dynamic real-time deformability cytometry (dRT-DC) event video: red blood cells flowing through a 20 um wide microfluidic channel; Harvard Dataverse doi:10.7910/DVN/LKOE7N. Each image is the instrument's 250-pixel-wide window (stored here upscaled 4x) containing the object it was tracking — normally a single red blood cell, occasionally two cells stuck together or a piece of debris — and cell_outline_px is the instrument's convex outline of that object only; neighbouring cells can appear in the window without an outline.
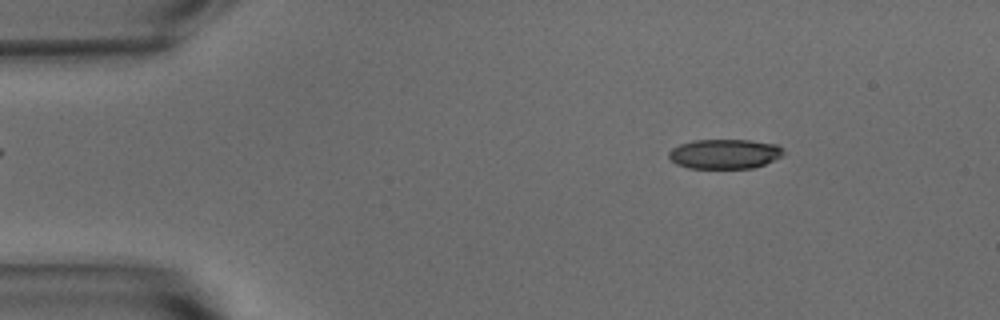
{"species": "common noctule bat (a hibernating species)", "species_latin": "Nyctalus noctula", "temperature_condition": "warm", "stored_images_in_passage": 17, "camera_frame_rate_fps": 3000, "um_per_image_px": 0.085, "animal": {"sex": "male", "body_mass_g": 15.6}, "frame": {"image": 1, "passage_image": 7, "time_ms": 2.0, "image_size_px": [1000, 320], "cell_outline_px": [[784, 152], [780, 156], [764, 164], [752, 168], [688, 168], [676, 164], [668, 156], [668, 152], [672, 148], [680, 144], [696, 140], [748, 140], [776, 144], [784, 148]], "centroid_in_image_um": [61.57, 13.08], "position_along_channel_um": 23.4, "area_um2": 19.71}}
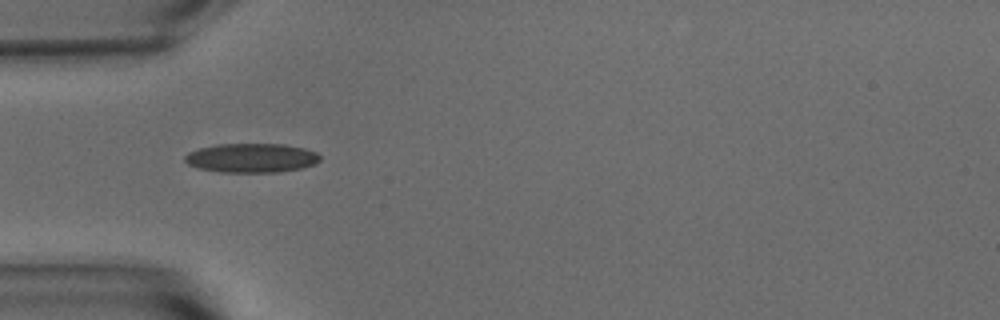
{"frame": {"image": 2, "passage_image": 16, "time_ms": 5.0, "image_size_px": [1000, 320], "cell_outline_px": [[320, 160], [316, 164], [300, 168], [276, 172], [220, 172], [200, 168], [188, 164], [184, 160], [184, 156], [188, 152], [200, 148], [216, 144], [284, 144], [304, 148], [316, 152], [320, 156]], "centroid_in_image_um": [21.38, 13.42], "position_along_channel_um": 63.6, "area_um2": 22.95}}